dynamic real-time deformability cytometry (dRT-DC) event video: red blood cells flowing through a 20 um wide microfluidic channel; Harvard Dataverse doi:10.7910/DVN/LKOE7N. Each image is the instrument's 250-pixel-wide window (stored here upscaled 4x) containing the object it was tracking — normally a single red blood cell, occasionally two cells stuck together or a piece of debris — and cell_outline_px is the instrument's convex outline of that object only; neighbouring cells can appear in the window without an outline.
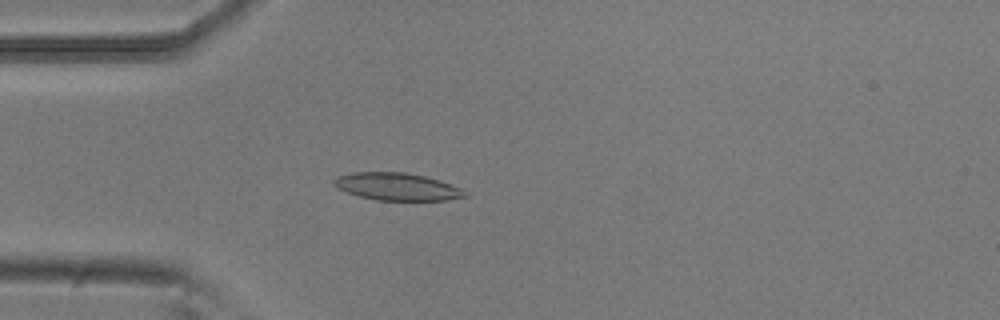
{"species": "common noctule bat (a hibernating species)", "species_latin": "Nyctalus noctula", "temperature_condition": "room temperature", "stored_images_in_passage": 49, "camera_frame_rate_fps": 3000, "um_per_image_px": 0.085, "animal": {"sex": "male", "body_mass_g": 20.5, "forearm_length_mm": 52.5}, "frame": {"image": 1, "passage_image": 10, "time_ms": 3.0, "image_size_px": [1000, 320], "cell_outline_px": [[468, 196], [444, 200], [376, 200], [360, 196], [348, 192], [332, 184], [332, 180], [340, 176], [352, 172], [404, 172], [424, 176], [440, 180], [460, 188], [468, 192]], "centroid_in_image_um": [33.77, 15.86], "position_along_channel_um": 51.2, "area_um2": 20.75}}
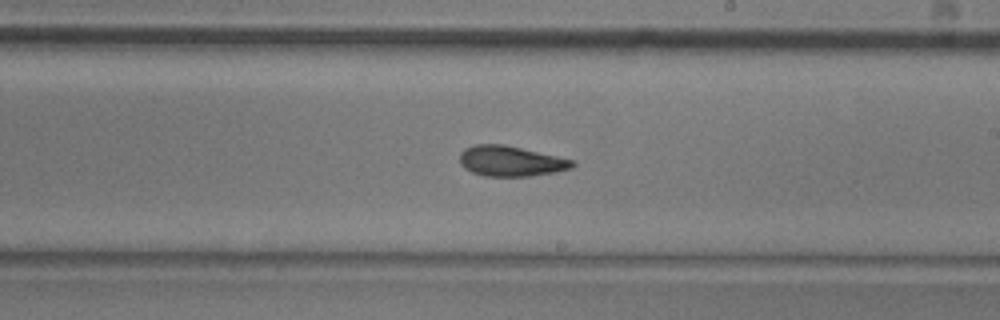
{"frame": {"image": 2, "passage_image": 26, "time_ms": 8.333, "image_size_px": [1000, 320], "cell_outline_px": [[576, 164], [572, 168], [556, 172], [528, 176], [484, 176], [472, 172], [464, 168], [460, 164], [460, 152], [464, 148], [472, 144], [504, 144], [556, 156], [572, 160]], "centroid_in_image_um": [43.37, 13.69], "position_along_channel_um": 245.6, "area_um2": 19.94}}
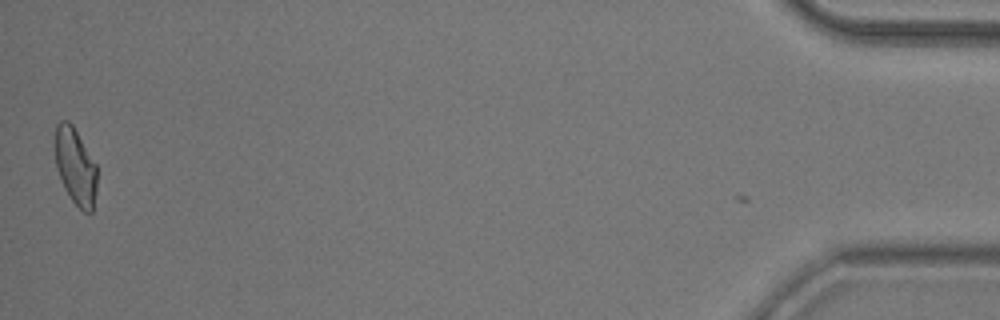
{"frame": {"image": 3, "passage_image": 48, "time_ms": 15.667, "image_size_px": [1000, 320], "cell_outline_px": [[96, 192], [92, 212], [84, 212], [72, 200], [64, 188], [56, 164], [56, 124], [60, 120], [68, 120], [72, 124], [96, 164]], "centroid_in_image_um": [6.42, 14.14], "position_along_channel_um": 428.8, "area_um2": 18.38}, "authors_computed_cell_mechanics": {"area_um2": 19.8832, "velocity_mm_per_s": 3.7962, "shape_relaxation_time_tau1_ms": null, "shape_relaxation_time_tau2_ms": 3.6418, "deformation_change_tau1": null, "deformation_change_tau2": 0.1005}}